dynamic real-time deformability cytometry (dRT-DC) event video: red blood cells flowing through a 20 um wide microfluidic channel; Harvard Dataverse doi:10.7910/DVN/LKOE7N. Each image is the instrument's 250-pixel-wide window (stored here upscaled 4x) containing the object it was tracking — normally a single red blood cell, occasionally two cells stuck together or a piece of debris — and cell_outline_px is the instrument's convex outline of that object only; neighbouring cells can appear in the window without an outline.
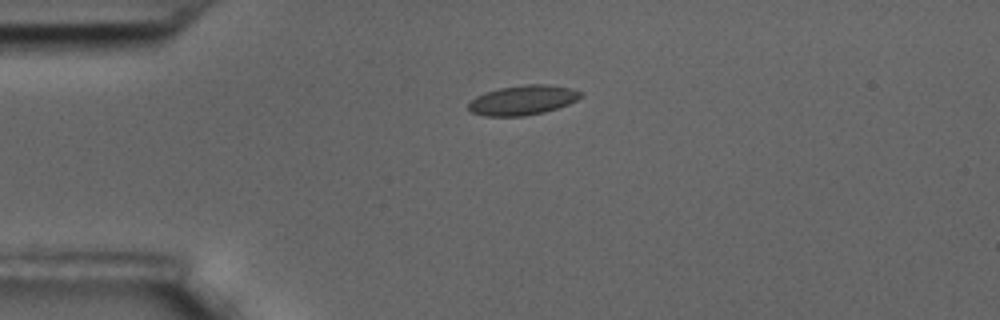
{"species": "common noctule bat (a hibernating species)", "species_latin": "Nyctalus noctula", "temperature_condition": "room temperature", "stored_images_in_passage": 46, "camera_frame_rate_fps": 3000, "um_per_image_px": 0.085, "animal": {"sex": "male", "body_mass_g": 17.5, "forearm_length_mm": 52.3}, "frame": {"image": 1, "passage_image": 1, "time_ms": 0.0, "image_size_px": [1000, 320], "cell_outline_px": [[584, 92], [576, 100], [568, 104], [544, 112], [524, 116], [484, 116], [472, 112], [468, 108], [468, 104], [476, 96], [484, 92], [500, 88], [524, 84], [548, 84], [572, 88]], "centroid_in_image_um": [44.44, 8.5], "position_along_channel_um": 40.6, "area_um2": 19.42}}
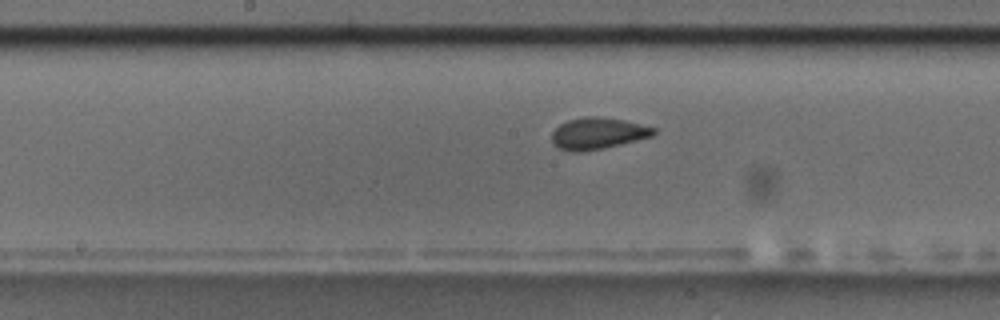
{"frame": {"image": 2, "passage_image": 17, "time_ms": 5.333, "image_size_px": [1000, 320], "cell_outline_px": [[656, 132], [652, 136], [604, 148], [580, 152], [572, 152], [560, 148], [552, 144], [552, 132], [560, 124], [568, 120], [584, 116], [596, 116], [624, 120], [656, 128]], "centroid_in_image_um": [50.79, 11.33], "position_along_channel_um": 197.4, "area_um2": 18.67}}
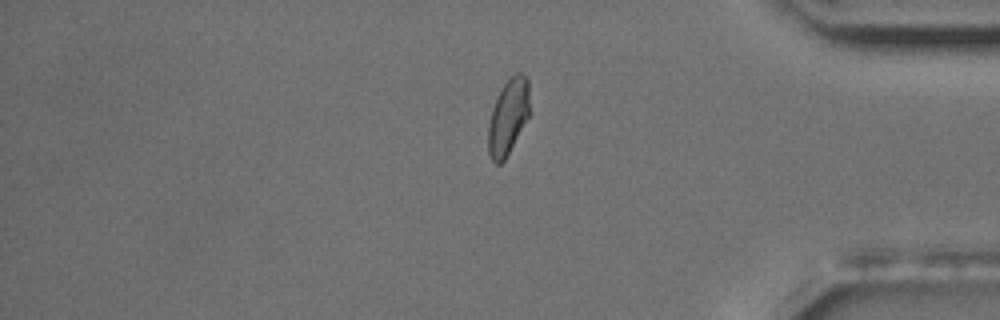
{"frame": {"image": 3, "passage_image": 36, "time_ms": 11.667, "image_size_px": [1000, 320], "cell_outline_px": [[528, 116], [504, 160], [500, 164], [496, 164], [492, 160], [488, 152], [488, 124], [492, 108], [504, 84], [516, 72], [520, 72], [528, 80]], "centroid_in_image_um": [43.16, 9.94], "position_along_channel_um": 392.0, "area_um2": 17.63}, "authors_computed_cell_mechanics": {"area_um2": 18.4671, "velocity_mm_per_s": 3.4405, "shape_relaxation_time_tau1_ms": 4.7485, "shape_relaxation_time_tau2_ms": null, "deformation_change_tau1": 0.0923, "deformation_change_tau2": null}}